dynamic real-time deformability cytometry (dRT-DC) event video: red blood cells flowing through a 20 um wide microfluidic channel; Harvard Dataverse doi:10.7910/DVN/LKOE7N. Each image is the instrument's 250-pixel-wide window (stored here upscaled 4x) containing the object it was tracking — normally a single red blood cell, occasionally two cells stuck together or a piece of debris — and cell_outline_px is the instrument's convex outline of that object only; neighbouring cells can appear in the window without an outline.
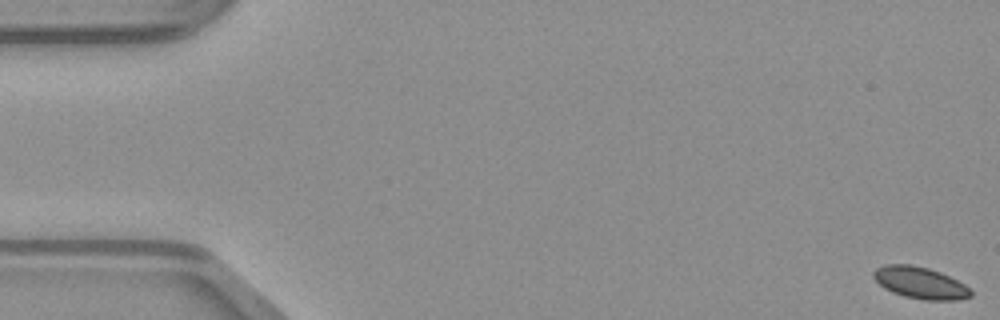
{"species": "common noctule bat (a hibernating species)", "species_latin": "Nyctalus noctula", "temperature_condition": "warm", "stored_images_in_passage": 50, "camera_frame_rate_fps": 3000, "um_per_image_px": 0.085, "animal": {"sex": "male", "body_mass_g": 23.1, "forearm_length_mm": 52.7}, "frame": {"image": 1, "passage_image": 1, "time_ms": 0.0, "image_size_px": [1000, 320], "cell_outline_px": [[972, 296], [956, 300], [924, 300], [904, 296], [892, 292], [884, 288], [872, 276], [872, 272], [876, 268], [884, 264], [912, 264], [928, 268], [940, 272], [964, 284], [972, 292]], "centroid_in_image_um": [78.18, 24.03], "position_along_channel_um": 6.8, "area_um2": 17.98}}
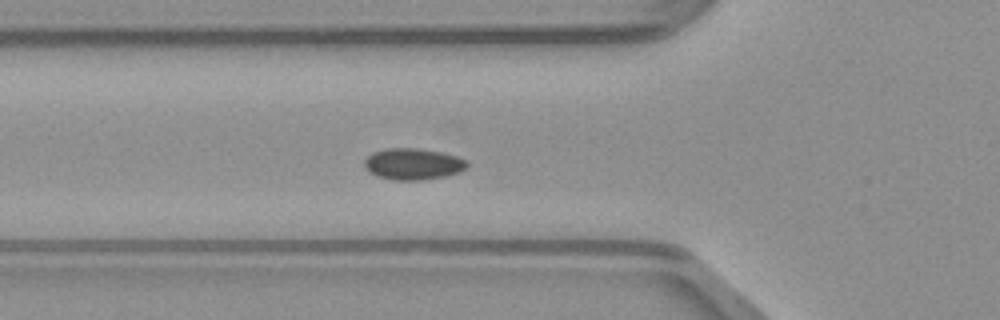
{"frame": {"image": 2, "passage_image": 18, "time_ms": 5.667, "image_size_px": [1000, 320], "cell_outline_px": [[468, 164], [460, 172], [444, 176], [424, 180], [392, 180], [376, 176], [368, 172], [364, 168], [364, 160], [372, 152], [388, 148], [416, 148], [440, 152], [456, 156], [468, 160]], "centroid_in_image_um": [35.07, 13.95], "position_along_channel_um": 90.7, "area_um2": 18.9}}
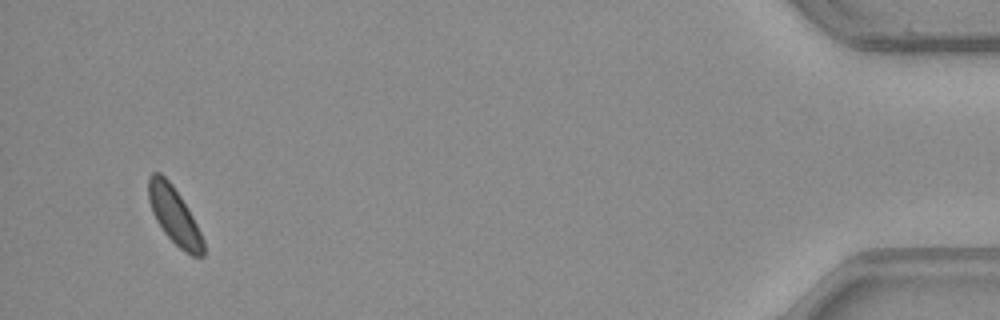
{"frame": {"image": 3, "passage_image": 48, "time_ms": 15.667, "image_size_px": [1000, 320], "cell_outline_px": [[204, 256], [192, 256], [184, 252], [164, 232], [156, 220], [152, 212], [148, 200], [148, 176], [152, 172], [160, 172], [172, 184], [188, 208], [204, 240]], "centroid_in_image_um": [14.8, 18.3], "position_along_channel_um": 420.4, "area_um2": 18.15}}